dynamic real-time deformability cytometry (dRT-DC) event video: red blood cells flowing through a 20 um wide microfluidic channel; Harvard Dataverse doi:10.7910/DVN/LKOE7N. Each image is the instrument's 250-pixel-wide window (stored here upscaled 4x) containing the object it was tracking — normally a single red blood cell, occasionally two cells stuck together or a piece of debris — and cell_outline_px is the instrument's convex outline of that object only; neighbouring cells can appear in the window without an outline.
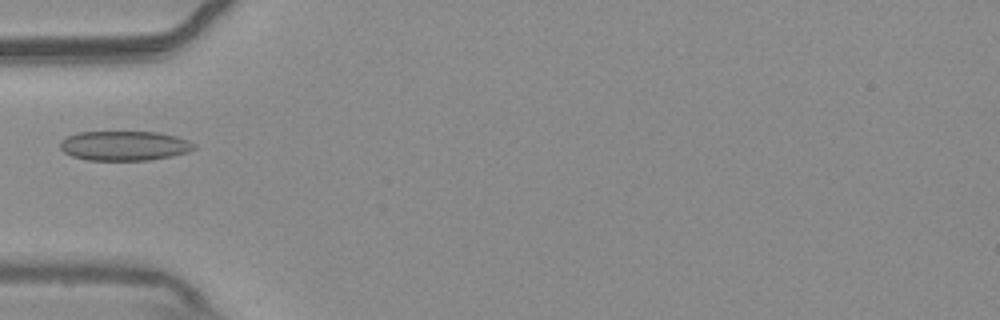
{"species": "common noctule bat (a hibernating species)", "species_latin": "Nyctalus noctula", "temperature_condition": "warm", "stored_images_in_passage": 37, "camera_frame_rate_fps": 3000, "um_per_image_px": 0.085, "animal": {"sex": "male", "body_mass_g": 20.4}, "frame": {"image": 1, "passage_image": 1, "time_ms": 0.0, "image_size_px": [1000, 320], "cell_outline_px": [[196, 148], [188, 152], [172, 156], [148, 160], [88, 160], [72, 156], [64, 152], [60, 148], [60, 140], [68, 136], [80, 132], [156, 132], [176, 136], [188, 140], [196, 144]], "centroid_in_image_um": [10.59, 12.39], "position_along_channel_um": 74.4, "area_um2": 23.12}}
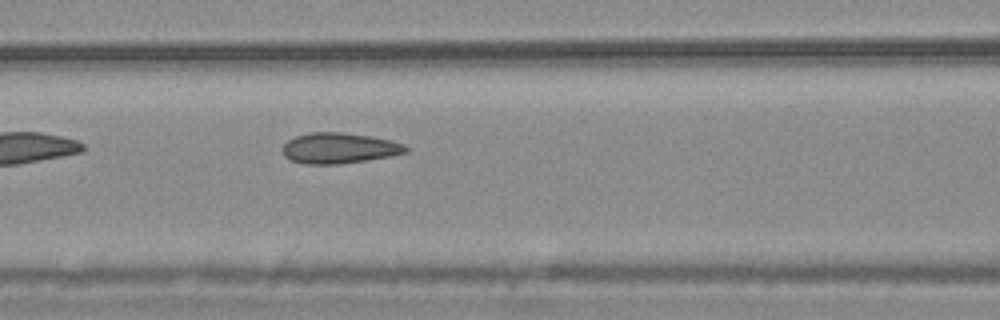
{"frame": {"image": 2, "passage_image": 6, "time_ms": 1.667, "image_size_px": [1000, 320], "cell_outline_px": [[408, 152], [388, 156], [340, 164], [304, 164], [288, 160], [284, 156], [280, 148], [288, 140], [296, 136], [308, 132], [340, 132], [372, 136], [392, 140], [404, 144], [408, 148]], "centroid_in_image_um": [28.78, 12.59], "position_along_channel_um": 137.8, "area_um2": 22.2}}